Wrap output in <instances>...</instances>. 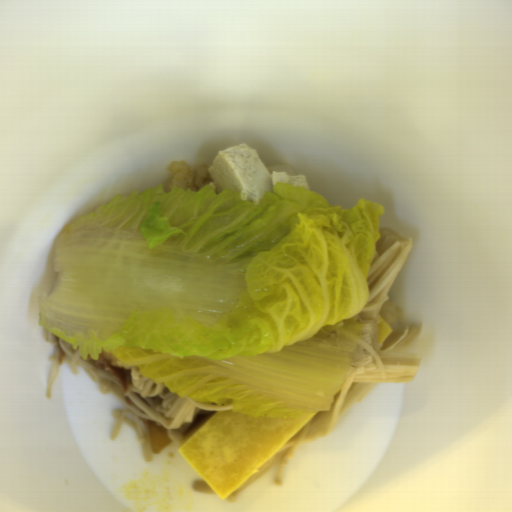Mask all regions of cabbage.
<instances>
[{"label":"cabbage","instance_id":"obj_1","mask_svg":"<svg viewBox=\"0 0 512 512\" xmlns=\"http://www.w3.org/2000/svg\"><path fill=\"white\" fill-rule=\"evenodd\" d=\"M386 207L276 183L120 194L56 243L39 323L179 397L235 414L328 410L354 362Z\"/></svg>","mask_w":512,"mask_h":512}]
</instances>
